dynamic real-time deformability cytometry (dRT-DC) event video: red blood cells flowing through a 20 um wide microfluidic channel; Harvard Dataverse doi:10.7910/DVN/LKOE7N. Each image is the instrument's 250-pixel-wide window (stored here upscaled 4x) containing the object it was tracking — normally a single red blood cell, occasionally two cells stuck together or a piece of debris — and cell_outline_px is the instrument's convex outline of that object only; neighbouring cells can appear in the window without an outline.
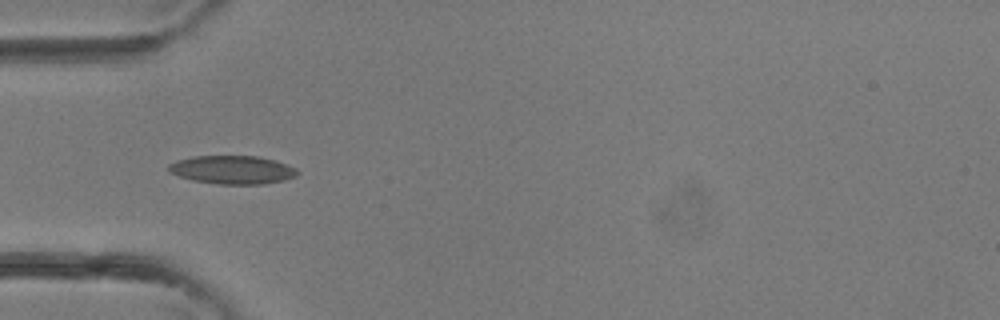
{"species": "common noctule bat (a hibernating species)", "species_latin": "Nyctalus noctula", "temperature_condition": "room temperature", "stored_images_in_passage": 4, "camera_frame_rate_fps": 3000, "um_per_image_px": 0.085, "animal": {"sex": "female"}, "frame": {"image": 1, "passage_image": 4, "time_ms": 1.0, "image_size_px": [1000, 320], "cell_outline_px": [[300, 172], [296, 176], [284, 180], [264, 184], [216, 184], [192, 180], [168, 172], [168, 164], [176, 160], [192, 156], [256, 156], [276, 160], [296, 168]], "centroid_in_image_um": [19.75, 14.43], "position_along_channel_um": 65.3, "area_um2": 21.44}}